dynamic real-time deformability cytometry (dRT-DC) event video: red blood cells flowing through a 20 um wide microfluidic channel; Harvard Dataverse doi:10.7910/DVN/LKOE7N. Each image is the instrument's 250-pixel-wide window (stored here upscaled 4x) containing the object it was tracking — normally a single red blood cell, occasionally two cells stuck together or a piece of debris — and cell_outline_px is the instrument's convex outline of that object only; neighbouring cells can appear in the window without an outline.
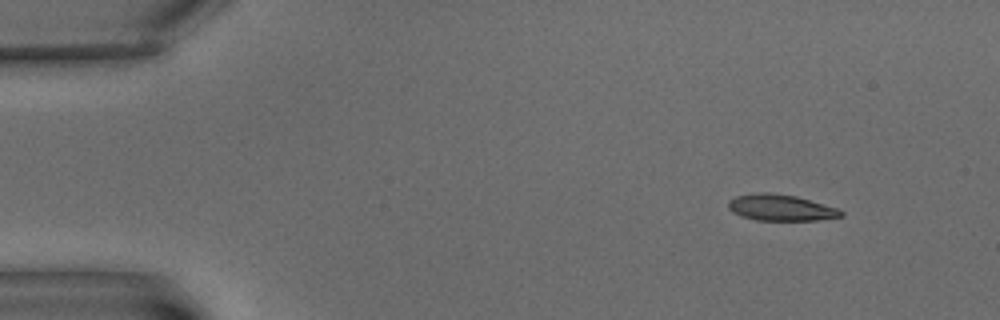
{"species": "common noctule bat (a hibernating species)", "species_latin": "Nyctalus noctula", "temperature_condition": "warm", "stored_images_in_passage": 4, "camera_frame_rate_fps": 3000, "um_per_image_px": 0.085, "animal": {"sex": "male", "body_mass_g": 15.6}, "frame": {"image": 1, "passage_image": 1, "time_ms": 0.0, "image_size_px": [1000, 320], "cell_outline_px": [[844, 216], [816, 220], [756, 220], [732, 212], [728, 208], [728, 200], [736, 196], [752, 192], [768, 192], [796, 196], [836, 208], [844, 212]], "centroid_in_image_um": [66.33, 17.64], "position_along_channel_um": 18.7, "area_um2": 17.17}}
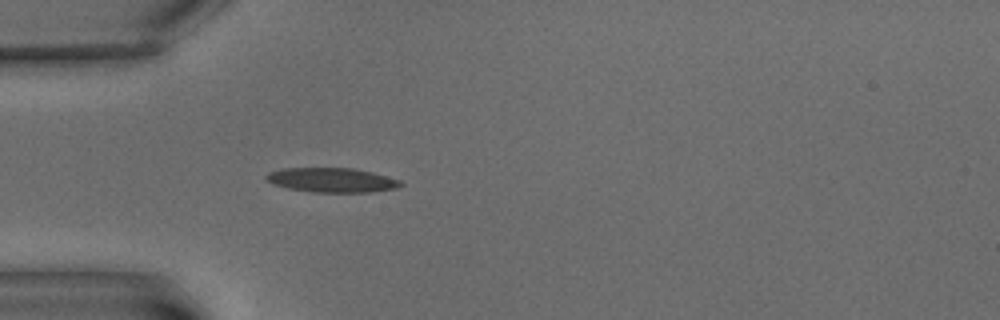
{"frame": {"image": 2, "passage_image": 4, "time_ms": 4.333, "image_size_px": [1000, 320], "cell_outline_px": [[404, 184], [396, 188], [368, 192], [312, 192], [288, 188], [272, 184], [264, 176], [268, 172], [280, 168], [352, 168], [372, 172], [400, 180]], "centroid_in_image_um": [28.17, 15.3], "position_along_channel_um": 56.8, "area_um2": 19.13}}